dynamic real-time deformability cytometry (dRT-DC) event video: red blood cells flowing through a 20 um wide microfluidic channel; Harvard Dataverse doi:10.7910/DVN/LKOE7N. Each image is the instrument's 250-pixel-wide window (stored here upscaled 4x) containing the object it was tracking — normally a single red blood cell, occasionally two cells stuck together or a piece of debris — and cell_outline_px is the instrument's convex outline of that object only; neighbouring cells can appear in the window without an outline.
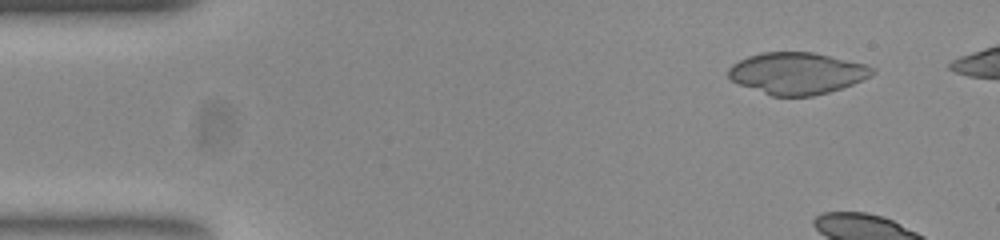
{"species": "common noctule bat (a hibernating species)", "species_latin": "Nyctalus noctula", "temperature_condition": "room temperature", "stored_images_in_passage": 11, "camera_frame_rate_fps": 3000, "um_per_image_px": 0.085, "animal": {"sex": "female", "body_mass_g": 23.0, "forearm_length_mm": 53.4}, "frame": {"image": 1, "passage_image": 5, "time_ms": 1.333, "image_size_px": [1000, 240], "cell_outline_px": [[876, 72], [852, 84], [828, 92], [812, 96], [772, 96], [740, 84], [732, 80], [728, 76], [728, 68], [732, 64], [748, 56], [760, 52], [812, 52], [864, 64], [876, 68]], "centroid_in_image_um": [67.72, 6.22], "position_along_channel_um": 17.3, "area_um2": 34.62}}